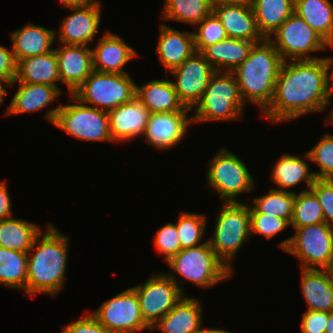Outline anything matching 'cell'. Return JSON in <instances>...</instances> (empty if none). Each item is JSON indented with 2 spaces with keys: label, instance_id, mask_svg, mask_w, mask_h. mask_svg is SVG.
<instances>
[{
  "label": "cell",
  "instance_id": "cell-1",
  "mask_svg": "<svg viewBox=\"0 0 333 333\" xmlns=\"http://www.w3.org/2000/svg\"><path fill=\"white\" fill-rule=\"evenodd\" d=\"M328 74L326 57L283 61L264 117L280 123L310 112L326 111L331 103Z\"/></svg>",
  "mask_w": 333,
  "mask_h": 333
},
{
  "label": "cell",
  "instance_id": "cell-2",
  "mask_svg": "<svg viewBox=\"0 0 333 333\" xmlns=\"http://www.w3.org/2000/svg\"><path fill=\"white\" fill-rule=\"evenodd\" d=\"M68 238L53 224H49L47 229L36 237L27 252L26 296L43 292L55 297L64 286ZM34 249L36 252L30 253Z\"/></svg>",
  "mask_w": 333,
  "mask_h": 333
},
{
  "label": "cell",
  "instance_id": "cell-3",
  "mask_svg": "<svg viewBox=\"0 0 333 333\" xmlns=\"http://www.w3.org/2000/svg\"><path fill=\"white\" fill-rule=\"evenodd\" d=\"M282 63L280 54L268 39L253 45L249 56L231 72L244 103H256L262 112L269 106Z\"/></svg>",
  "mask_w": 333,
  "mask_h": 333
},
{
  "label": "cell",
  "instance_id": "cell-4",
  "mask_svg": "<svg viewBox=\"0 0 333 333\" xmlns=\"http://www.w3.org/2000/svg\"><path fill=\"white\" fill-rule=\"evenodd\" d=\"M239 87L231 72L216 71L195 104L192 123L206 121L236 120L242 118L245 107Z\"/></svg>",
  "mask_w": 333,
  "mask_h": 333
},
{
  "label": "cell",
  "instance_id": "cell-5",
  "mask_svg": "<svg viewBox=\"0 0 333 333\" xmlns=\"http://www.w3.org/2000/svg\"><path fill=\"white\" fill-rule=\"evenodd\" d=\"M71 101L49 109L44 118L78 140L113 141L108 112L82 104L72 95Z\"/></svg>",
  "mask_w": 333,
  "mask_h": 333
},
{
  "label": "cell",
  "instance_id": "cell-6",
  "mask_svg": "<svg viewBox=\"0 0 333 333\" xmlns=\"http://www.w3.org/2000/svg\"><path fill=\"white\" fill-rule=\"evenodd\" d=\"M214 227L213 236L207 241L215 254L233 271V258L251 235L249 205L223 202Z\"/></svg>",
  "mask_w": 333,
  "mask_h": 333
},
{
  "label": "cell",
  "instance_id": "cell-7",
  "mask_svg": "<svg viewBox=\"0 0 333 333\" xmlns=\"http://www.w3.org/2000/svg\"><path fill=\"white\" fill-rule=\"evenodd\" d=\"M134 82L127 73L94 70L71 95L82 104L90 107L93 104L95 108L109 112L135 98Z\"/></svg>",
  "mask_w": 333,
  "mask_h": 333
},
{
  "label": "cell",
  "instance_id": "cell-8",
  "mask_svg": "<svg viewBox=\"0 0 333 333\" xmlns=\"http://www.w3.org/2000/svg\"><path fill=\"white\" fill-rule=\"evenodd\" d=\"M167 264L186 281L210 288L232 277L233 271L215 254L208 241L180 250Z\"/></svg>",
  "mask_w": 333,
  "mask_h": 333
},
{
  "label": "cell",
  "instance_id": "cell-9",
  "mask_svg": "<svg viewBox=\"0 0 333 333\" xmlns=\"http://www.w3.org/2000/svg\"><path fill=\"white\" fill-rule=\"evenodd\" d=\"M279 246L300 259L302 269H323L333 258V226L322 222L297 228Z\"/></svg>",
  "mask_w": 333,
  "mask_h": 333
},
{
  "label": "cell",
  "instance_id": "cell-10",
  "mask_svg": "<svg viewBox=\"0 0 333 333\" xmlns=\"http://www.w3.org/2000/svg\"><path fill=\"white\" fill-rule=\"evenodd\" d=\"M268 40L275 46L283 61L316 60L321 57L308 55L310 52L332 48L300 16L293 13L280 27L270 35Z\"/></svg>",
  "mask_w": 333,
  "mask_h": 333
},
{
  "label": "cell",
  "instance_id": "cell-11",
  "mask_svg": "<svg viewBox=\"0 0 333 333\" xmlns=\"http://www.w3.org/2000/svg\"><path fill=\"white\" fill-rule=\"evenodd\" d=\"M207 169V183L216 190L224 203L240 202L237 196L252 191L254 179L247 166L235 154L221 148Z\"/></svg>",
  "mask_w": 333,
  "mask_h": 333
},
{
  "label": "cell",
  "instance_id": "cell-12",
  "mask_svg": "<svg viewBox=\"0 0 333 333\" xmlns=\"http://www.w3.org/2000/svg\"><path fill=\"white\" fill-rule=\"evenodd\" d=\"M178 281L182 282V279L179 280L173 273H161L149 277L144 285L132 287L137 294L143 320L150 328L184 295Z\"/></svg>",
  "mask_w": 333,
  "mask_h": 333
},
{
  "label": "cell",
  "instance_id": "cell-13",
  "mask_svg": "<svg viewBox=\"0 0 333 333\" xmlns=\"http://www.w3.org/2000/svg\"><path fill=\"white\" fill-rule=\"evenodd\" d=\"M91 314L111 333L151 330L143 320L137 294L132 287L105 301Z\"/></svg>",
  "mask_w": 333,
  "mask_h": 333
},
{
  "label": "cell",
  "instance_id": "cell-14",
  "mask_svg": "<svg viewBox=\"0 0 333 333\" xmlns=\"http://www.w3.org/2000/svg\"><path fill=\"white\" fill-rule=\"evenodd\" d=\"M176 81H172L179 100L190 110L203 96L212 75L216 72L213 66L195 51L181 65L170 71Z\"/></svg>",
  "mask_w": 333,
  "mask_h": 333
},
{
  "label": "cell",
  "instance_id": "cell-15",
  "mask_svg": "<svg viewBox=\"0 0 333 333\" xmlns=\"http://www.w3.org/2000/svg\"><path fill=\"white\" fill-rule=\"evenodd\" d=\"M191 110L185 108L180 112L150 114L149 121L143 137L154 149H170L178 145L192 123L187 118Z\"/></svg>",
  "mask_w": 333,
  "mask_h": 333
},
{
  "label": "cell",
  "instance_id": "cell-16",
  "mask_svg": "<svg viewBox=\"0 0 333 333\" xmlns=\"http://www.w3.org/2000/svg\"><path fill=\"white\" fill-rule=\"evenodd\" d=\"M73 13L61 21L58 35L61 44L85 45L94 40L101 20V3L69 8Z\"/></svg>",
  "mask_w": 333,
  "mask_h": 333
},
{
  "label": "cell",
  "instance_id": "cell-17",
  "mask_svg": "<svg viewBox=\"0 0 333 333\" xmlns=\"http://www.w3.org/2000/svg\"><path fill=\"white\" fill-rule=\"evenodd\" d=\"M213 12L221 21L229 38L255 43L265 39L258 30L250 1L213 5Z\"/></svg>",
  "mask_w": 333,
  "mask_h": 333
},
{
  "label": "cell",
  "instance_id": "cell-18",
  "mask_svg": "<svg viewBox=\"0 0 333 333\" xmlns=\"http://www.w3.org/2000/svg\"><path fill=\"white\" fill-rule=\"evenodd\" d=\"M61 46L54 51L58 60L60 80L67 86L71 95L94 71L92 50L85 45Z\"/></svg>",
  "mask_w": 333,
  "mask_h": 333
},
{
  "label": "cell",
  "instance_id": "cell-19",
  "mask_svg": "<svg viewBox=\"0 0 333 333\" xmlns=\"http://www.w3.org/2000/svg\"><path fill=\"white\" fill-rule=\"evenodd\" d=\"M150 111L136 97L108 112L110 133L114 142H125L144 135Z\"/></svg>",
  "mask_w": 333,
  "mask_h": 333
},
{
  "label": "cell",
  "instance_id": "cell-20",
  "mask_svg": "<svg viewBox=\"0 0 333 333\" xmlns=\"http://www.w3.org/2000/svg\"><path fill=\"white\" fill-rule=\"evenodd\" d=\"M91 50L93 70L107 73L126 74L124 65L138 55L121 37L109 31Z\"/></svg>",
  "mask_w": 333,
  "mask_h": 333
},
{
  "label": "cell",
  "instance_id": "cell-21",
  "mask_svg": "<svg viewBox=\"0 0 333 333\" xmlns=\"http://www.w3.org/2000/svg\"><path fill=\"white\" fill-rule=\"evenodd\" d=\"M160 32L156 51L165 67V73L169 74V71L181 65L196 51L194 32H180L166 24L160 25Z\"/></svg>",
  "mask_w": 333,
  "mask_h": 333
},
{
  "label": "cell",
  "instance_id": "cell-22",
  "mask_svg": "<svg viewBox=\"0 0 333 333\" xmlns=\"http://www.w3.org/2000/svg\"><path fill=\"white\" fill-rule=\"evenodd\" d=\"M55 30L29 23L11 32L12 52L16 63L19 60L53 51L57 38Z\"/></svg>",
  "mask_w": 333,
  "mask_h": 333
},
{
  "label": "cell",
  "instance_id": "cell-23",
  "mask_svg": "<svg viewBox=\"0 0 333 333\" xmlns=\"http://www.w3.org/2000/svg\"><path fill=\"white\" fill-rule=\"evenodd\" d=\"M202 307L195 298L185 297L151 327L160 330L162 333H191L202 325Z\"/></svg>",
  "mask_w": 333,
  "mask_h": 333
},
{
  "label": "cell",
  "instance_id": "cell-24",
  "mask_svg": "<svg viewBox=\"0 0 333 333\" xmlns=\"http://www.w3.org/2000/svg\"><path fill=\"white\" fill-rule=\"evenodd\" d=\"M15 83H18L19 87L7 108L6 115L41 110L62 94L58 86L46 84L12 82L7 86H14Z\"/></svg>",
  "mask_w": 333,
  "mask_h": 333
},
{
  "label": "cell",
  "instance_id": "cell-25",
  "mask_svg": "<svg viewBox=\"0 0 333 333\" xmlns=\"http://www.w3.org/2000/svg\"><path fill=\"white\" fill-rule=\"evenodd\" d=\"M135 97L151 114L183 111L186 107L179 100L170 80H151L142 86L136 85Z\"/></svg>",
  "mask_w": 333,
  "mask_h": 333
},
{
  "label": "cell",
  "instance_id": "cell-26",
  "mask_svg": "<svg viewBox=\"0 0 333 333\" xmlns=\"http://www.w3.org/2000/svg\"><path fill=\"white\" fill-rule=\"evenodd\" d=\"M255 42L226 38L206 46L200 53L216 71L232 72L248 56Z\"/></svg>",
  "mask_w": 333,
  "mask_h": 333
},
{
  "label": "cell",
  "instance_id": "cell-27",
  "mask_svg": "<svg viewBox=\"0 0 333 333\" xmlns=\"http://www.w3.org/2000/svg\"><path fill=\"white\" fill-rule=\"evenodd\" d=\"M61 82L55 51L19 60L13 82L58 86Z\"/></svg>",
  "mask_w": 333,
  "mask_h": 333
},
{
  "label": "cell",
  "instance_id": "cell-28",
  "mask_svg": "<svg viewBox=\"0 0 333 333\" xmlns=\"http://www.w3.org/2000/svg\"><path fill=\"white\" fill-rule=\"evenodd\" d=\"M301 291L308 310L333 311V288L323 269H301Z\"/></svg>",
  "mask_w": 333,
  "mask_h": 333
},
{
  "label": "cell",
  "instance_id": "cell-29",
  "mask_svg": "<svg viewBox=\"0 0 333 333\" xmlns=\"http://www.w3.org/2000/svg\"><path fill=\"white\" fill-rule=\"evenodd\" d=\"M294 13L333 49V4L330 0H294Z\"/></svg>",
  "mask_w": 333,
  "mask_h": 333
},
{
  "label": "cell",
  "instance_id": "cell-30",
  "mask_svg": "<svg viewBox=\"0 0 333 333\" xmlns=\"http://www.w3.org/2000/svg\"><path fill=\"white\" fill-rule=\"evenodd\" d=\"M259 32L266 39L294 13V0H250Z\"/></svg>",
  "mask_w": 333,
  "mask_h": 333
},
{
  "label": "cell",
  "instance_id": "cell-31",
  "mask_svg": "<svg viewBox=\"0 0 333 333\" xmlns=\"http://www.w3.org/2000/svg\"><path fill=\"white\" fill-rule=\"evenodd\" d=\"M304 159L291 154H283L275 163L272 171V181L279 187L280 191H289L288 188L295 187L302 181L310 187L316 178L313 172H310L309 165Z\"/></svg>",
  "mask_w": 333,
  "mask_h": 333
},
{
  "label": "cell",
  "instance_id": "cell-32",
  "mask_svg": "<svg viewBox=\"0 0 333 333\" xmlns=\"http://www.w3.org/2000/svg\"><path fill=\"white\" fill-rule=\"evenodd\" d=\"M41 229L37 224L13 217L0 220V247L28 252Z\"/></svg>",
  "mask_w": 333,
  "mask_h": 333
},
{
  "label": "cell",
  "instance_id": "cell-33",
  "mask_svg": "<svg viewBox=\"0 0 333 333\" xmlns=\"http://www.w3.org/2000/svg\"><path fill=\"white\" fill-rule=\"evenodd\" d=\"M295 192L271 188L270 192L253 199L255 206L249 205L250 214H266L285 219L289 224L293 217Z\"/></svg>",
  "mask_w": 333,
  "mask_h": 333
},
{
  "label": "cell",
  "instance_id": "cell-34",
  "mask_svg": "<svg viewBox=\"0 0 333 333\" xmlns=\"http://www.w3.org/2000/svg\"><path fill=\"white\" fill-rule=\"evenodd\" d=\"M27 265V252L0 247V284L26 293Z\"/></svg>",
  "mask_w": 333,
  "mask_h": 333
},
{
  "label": "cell",
  "instance_id": "cell-35",
  "mask_svg": "<svg viewBox=\"0 0 333 333\" xmlns=\"http://www.w3.org/2000/svg\"><path fill=\"white\" fill-rule=\"evenodd\" d=\"M212 12L211 0H165L161 18L196 26Z\"/></svg>",
  "mask_w": 333,
  "mask_h": 333
},
{
  "label": "cell",
  "instance_id": "cell-36",
  "mask_svg": "<svg viewBox=\"0 0 333 333\" xmlns=\"http://www.w3.org/2000/svg\"><path fill=\"white\" fill-rule=\"evenodd\" d=\"M322 222H324V215L316 195L308 188L299 194L296 193L290 225L297 229Z\"/></svg>",
  "mask_w": 333,
  "mask_h": 333
},
{
  "label": "cell",
  "instance_id": "cell-37",
  "mask_svg": "<svg viewBox=\"0 0 333 333\" xmlns=\"http://www.w3.org/2000/svg\"><path fill=\"white\" fill-rule=\"evenodd\" d=\"M176 230L181 250L199 246L206 230V217L203 214L184 212L177 218Z\"/></svg>",
  "mask_w": 333,
  "mask_h": 333
},
{
  "label": "cell",
  "instance_id": "cell-38",
  "mask_svg": "<svg viewBox=\"0 0 333 333\" xmlns=\"http://www.w3.org/2000/svg\"><path fill=\"white\" fill-rule=\"evenodd\" d=\"M307 160L320 166L319 172H313L316 179H333V135L325 134L320 141L306 152Z\"/></svg>",
  "mask_w": 333,
  "mask_h": 333
},
{
  "label": "cell",
  "instance_id": "cell-39",
  "mask_svg": "<svg viewBox=\"0 0 333 333\" xmlns=\"http://www.w3.org/2000/svg\"><path fill=\"white\" fill-rule=\"evenodd\" d=\"M198 32L194 35V47L197 52H201L206 46L220 42L228 38L227 33L219 18L214 12L204 18L198 25Z\"/></svg>",
  "mask_w": 333,
  "mask_h": 333
},
{
  "label": "cell",
  "instance_id": "cell-40",
  "mask_svg": "<svg viewBox=\"0 0 333 333\" xmlns=\"http://www.w3.org/2000/svg\"><path fill=\"white\" fill-rule=\"evenodd\" d=\"M154 238L155 247L164 255L165 262L169 261L181 250L176 225L173 223L169 222L160 228Z\"/></svg>",
  "mask_w": 333,
  "mask_h": 333
},
{
  "label": "cell",
  "instance_id": "cell-41",
  "mask_svg": "<svg viewBox=\"0 0 333 333\" xmlns=\"http://www.w3.org/2000/svg\"><path fill=\"white\" fill-rule=\"evenodd\" d=\"M251 235L256 233L271 239L287 227L289 223L278 217H271L266 214H250Z\"/></svg>",
  "mask_w": 333,
  "mask_h": 333
},
{
  "label": "cell",
  "instance_id": "cell-42",
  "mask_svg": "<svg viewBox=\"0 0 333 333\" xmlns=\"http://www.w3.org/2000/svg\"><path fill=\"white\" fill-rule=\"evenodd\" d=\"M310 190L322 206L324 222L333 226V179H316Z\"/></svg>",
  "mask_w": 333,
  "mask_h": 333
},
{
  "label": "cell",
  "instance_id": "cell-43",
  "mask_svg": "<svg viewBox=\"0 0 333 333\" xmlns=\"http://www.w3.org/2000/svg\"><path fill=\"white\" fill-rule=\"evenodd\" d=\"M61 333H111L89 313L79 320L63 327Z\"/></svg>",
  "mask_w": 333,
  "mask_h": 333
},
{
  "label": "cell",
  "instance_id": "cell-44",
  "mask_svg": "<svg viewBox=\"0 0 333 333\" xmlns=\"http://www.w3.org/2000/svg\"><path fill=\"white\" fill-rule=\"evenodd\" d=\"M328 321V312L307 310L301 321L302 333H324Z\"/></svg>",
  "mask_w": 333,
  "mask_h": 333
},
{
  "label": "cell",
  "instance_id": "cell-45",
  "mask_svg": "<svg viewBox=\"0 0 333 333\" xmlns=\"http://www.w3.org/2000/svg\"><path fill=\"white\" fill-rule=\"evenodd\" d=\"M16 65L12 50L0 45V78L6 81L7 84L16 79Z\"/></svg>",
  "mask_w": 333,
  "mask_h": 333
},
{
  "label": "cell",
  "instance_id": "cell-46",
  "mask_svg": "<svg viewBox=\"0 0 333 333\" xmlns=\"http://www.w3.org/2000/svg\"><path fill=\"white\" fill-rule=\"evenodd\" d=\"M5 181L0 182V220L11 218L13 212L11 210L12 203Z\"/></svg>",
  "mask_w": 333,
  "mask_h": 333
},
{
  "label": "cell",
  "instance_id": "cell-47",
  "mask_svg": "<svg viewBox=\"0 0 333 333\" xmlns=\"http://www.w3.org/2000/svg\"><path fill=\"white\" fill-rule=\"evenodd\" d=\"M96 0H59V3L67 8L74 7H84L93 3H96Z\"/></svg>",
  "mask_w": 333,
  "mask_h": 333
},
{
  "label": "cell",
  "instance_id": "cell-48",
  "mask_svg": "<svg viewBox=\"0 0 333 333\" xmlns=\"http://www.w3.org/2000/svg\"><path fill=\"white\" fill-rule=\"evenodd\" d=\"M326 60H327V66H328L329 71H330V68L333 65V57H326ZM328 78H329V92H330V97H332V95H333V67H332V70H331V74H330V72L328 74Z\"/></svg>",
  "mask_w": 333,
  "mask_h": 333
},
{
  "label": "cell",
  "instance_id": "cell-49",
  "mask_svg": "<svg viewBox=\"0 0 333 333\" xmlns=\"http://www.w3.org/2000/svg\"><path fill=\"white\" fill-rule=\"evenodd\" d=\"M326 272L329 282L333 288V258L329 261V263L323 268Z\"/></svg>",
  "mask_w": 333,
  "mask_h": 333
},
{
  "label": "cell",
  "instance_id": "cell-50",
  "mask_svg": "<svg viewBox=\"0 0 333 333\" xmlns=\"http://www.w3.org/2000/svg\"><path fill=\"white\" fill-rule=\"evenodd\" d=\"M324 333H333V311L328 312V321Z\"/></svg>",
  "mask_w": 333,
  "mask_h": 333
},
{
  "label": "cell",
  "instance_id": "cell-51",
  "mask_svg": "<svg viewBox=\"0 0 333 333\" xmlns=\"http://www.w3.org/2000/svg\"><path fill=\"white\" fill-rule=\"evenodd\" d=\"M2 83H5L6 86L8 85L6 81H4L2 78H0V105L3 103L4 101V97L6 96L7 93V87H3Z\"/></svg>",
  "mask_w": 333,
  "mask_h": 333
},
{
  "label": "cell",
  "instance_id": "cell-52",
  "mask_svg": "<svg viewBox=\"0 0 333 333\" xmlns=\"http://www.w3.org/2000/svg\"><path fill=\"white\" fill-rule=\"evenodd\" d=\"M250 0H211L213 5L221 4V3H236V2H249Z\"/></svg>",
  "mask_w": 333,
  "mask_h": 333
},
{
  "label": "cell",
  "instance_id": "cell-53",
  "mask_svg": "<svg viewBox=\"0 0 333 333\" xmlns=\"http://www.w3.org/2000/svg\"><path fill=\"white\" fill-rule=\"evenodd\" d=\"M191 333H210V329H202V326H200L198 329L194 330Z\"/></svg>",
  "mask_w": 333,
  "mask_h": 333
},
{
  "label": "cell",
  "instance_id": "cell-54",
  "mask_svg": "<svg viewBox=\"0 0 333 333\" xmlns=\"http://www.w3.org/2000/svg\"><path fill=\"white\" fill-rule=\"evenodd\" d=\"M210 333H231L230 331H225L224 329H210Z\"/></svg>",
  "mask_w": 333,
  "mask_h": 333
},
{
  "label": "cell",
  "instance_id": "cell-55",
  "mask_svg": "<svg viewBox=\"0 0 333 333\" xmlns=\"http://www.w3.org/2000/svg\"><path fill=\"white\" fill-rule=\"evenodd\" d=\"M331 110L332 111H330V114L328 115L329 117H327V120L329 119L333 125V108Z\"/></svg>",
  "mask_w": 333,
  "mask_h": 333
}]
</instances>
